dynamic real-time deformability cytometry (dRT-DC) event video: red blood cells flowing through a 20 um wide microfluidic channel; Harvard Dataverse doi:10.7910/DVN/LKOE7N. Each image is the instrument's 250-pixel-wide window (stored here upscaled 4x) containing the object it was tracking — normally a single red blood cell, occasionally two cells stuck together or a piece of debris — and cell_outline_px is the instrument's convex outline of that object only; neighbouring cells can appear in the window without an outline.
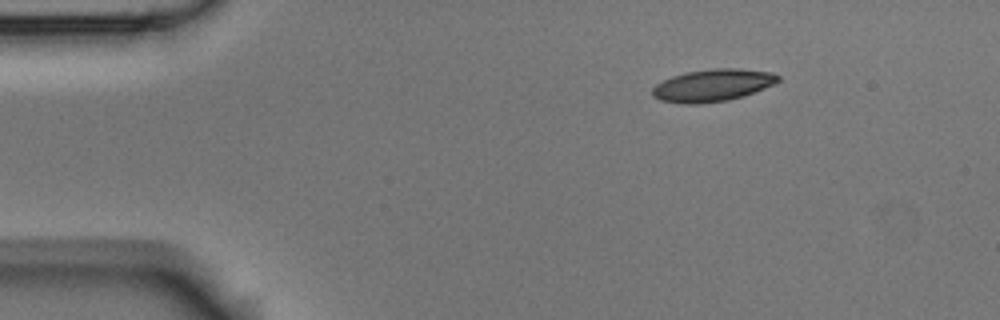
{"species": "Egyptian fruit bat (a non-hibernating species)", "species_latin": "Rousettus aegyptiacus", "temperature_condition": "room temperature", "stored_images_in_passage": 49, "camera_frame_rate_fps": 3000, "um_per_image_px": 0.085, "animal": {"sex": "male"}, "frame": {"image": 1, "passage_image": 1, "time_ms": 0.0, "image_size_px": [1000, 320], "cell_outline_px": [[780, 80], [776, 84], [744, 96], [728, 100], [696, 104], [680, 104], [660, 100], [652, 96], [652, 88], [656, 84], [672, 76], [688, 72], [712, 68], [740, 68], [772, 72], [780, 76]], "centroid_in_image_um": [60.6, 7.25], "position_along_channel_um": 24.4, "area_um2": 23.87}}
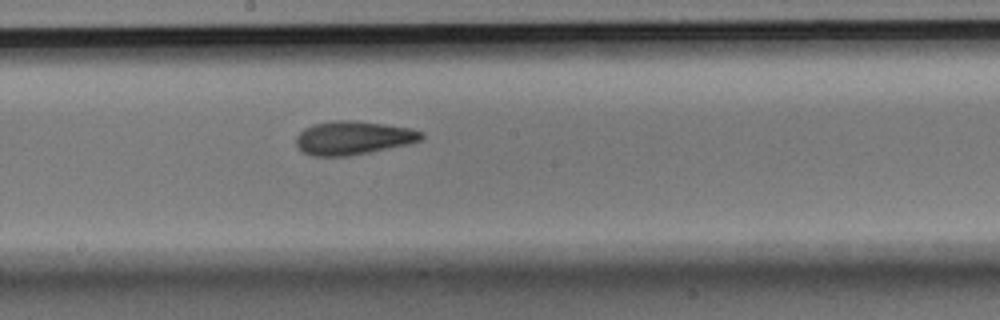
{"frame": {"image": 2, "passage_image": 23, "time_ms": 7.333, "image_size_px": [1000, 320], "cell_outline_px": [[424, 136], [420, 140], [408, 144], [348, 156], [312, 156], [304, 152], [296, 144], [296, 136], [304, 128], [312, 124], [328, 120], [352, 120], [384, 124], [412, 128], [424, 132]], "centroid_in_image_um": [30.01, 11.7], "position_along_channel_um": 218.2, "area_um2": 24.57}}
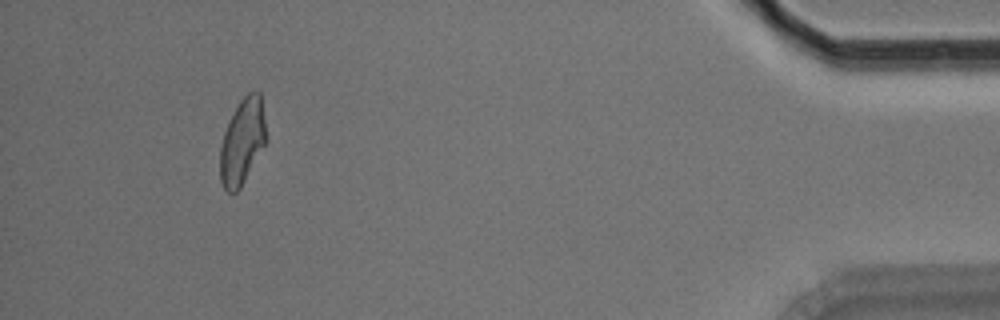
{"frame": {"image": 3, "passage_image": 45, "time_ms": 14.667, "image_size_px": [1000, 320], "cell_outline_px": [[264, 144], [240, 188], [236, 192], [228, 192], [224, 188], [220, 180], [220, 148], [224, 132], [240, 100], [248, 92], [256, 88], [260, 92], [264, 120]], "centroid_in_image_um": [20.57, 12.02], "position_along_channel_um": 414.6, "area_um2": 22.31}, "authors_computed_cell_mechanics": {"area_um2": 23.698, "velocity_mm_per_s": 3.5648, "shape_relaxation_time_tau1_ms": 7.3386, "shape_relaxation_time_tau2_ms": 2.8292, "deformation_change_tau1": 0.187, "deformation_change_tau2": 0.102}}